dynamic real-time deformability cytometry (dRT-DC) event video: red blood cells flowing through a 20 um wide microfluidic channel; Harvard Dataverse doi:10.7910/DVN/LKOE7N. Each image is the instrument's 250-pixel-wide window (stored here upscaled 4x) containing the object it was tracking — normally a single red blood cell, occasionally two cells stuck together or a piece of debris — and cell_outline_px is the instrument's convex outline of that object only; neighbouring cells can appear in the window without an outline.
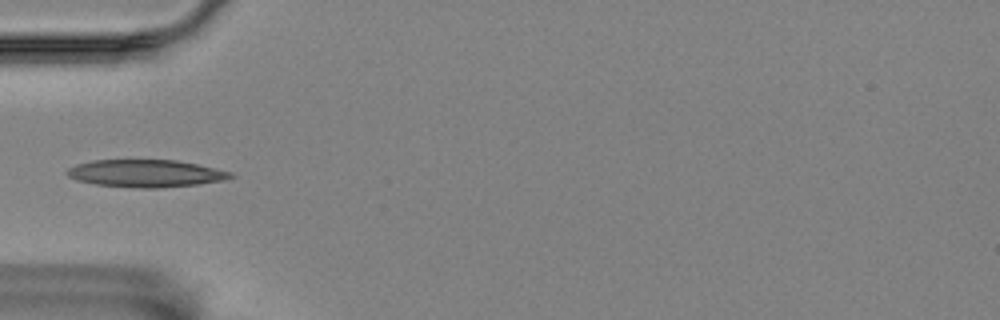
{"species": "Egyptian fruit bat (a non-hibernating species)", "species_latin": "Rousettus aegyptiacus", "temperature_condition": "room temperature", "stored_images_in_passage": 5, "camera_frame_rate_fps": 3000, "um_per_image_px": 0.085, "animal": {"sex": "female"}, "frame": {"image": 1, "passage_image": 5, "time_ms": 1.333, "image_size_px": [1000, 320], "cell_outline_px": [[236, 176], [224, 180], [200, 184], [160, 188], [132, 188], [96, 184], [76, 180], [68, 176], [64, 172], [68, 168], [76, 164], [92, 160], [176, 160], [216, 168], [232, 172]], "centroid_in_image_um": [12.39, 14.74], "position_along_channel_um": 72.6, "area_um2": 26.36}}